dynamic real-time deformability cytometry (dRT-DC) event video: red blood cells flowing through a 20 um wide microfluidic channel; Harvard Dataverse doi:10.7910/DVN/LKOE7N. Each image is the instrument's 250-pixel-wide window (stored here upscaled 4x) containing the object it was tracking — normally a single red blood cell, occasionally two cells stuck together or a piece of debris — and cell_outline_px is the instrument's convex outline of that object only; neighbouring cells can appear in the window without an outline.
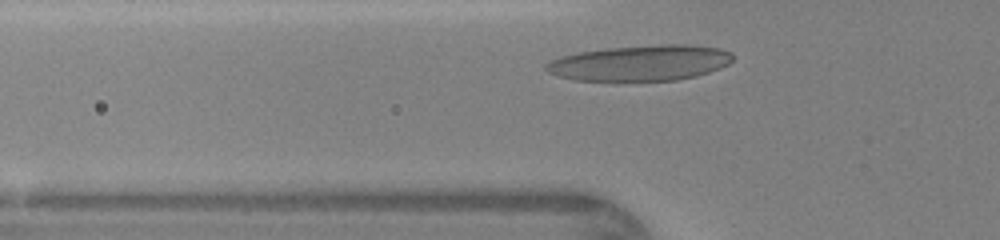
{"species": "human", "species_latin": "Homo sapiens", "temperature_condition": "warm", "stored_images_in_passage": 26, "camera_frame_rate_fps": 3000, "um_per_image_px": 0.085, "donor": {"sex": "female"}, "frame": {"image": 1, "passage_image": 4, "time_ms": 1.0, "image_size_px": [1000, 240], "cell_outline_px": [[732, 60], [728, 64], [720, 68], [696, 76], [676, 80], [576, 80], [560, 76], [548, 72], [544, 68], [544, 64], [552, 60], [564, 56], [580, 52], [608, 48], [660, 44], [688, 44], [720, 48], [732, 52]], "centroid_in_image_um": [54.47, 5.34], "position_along_channel_um": 71.3, "area_um2": 38.49}}
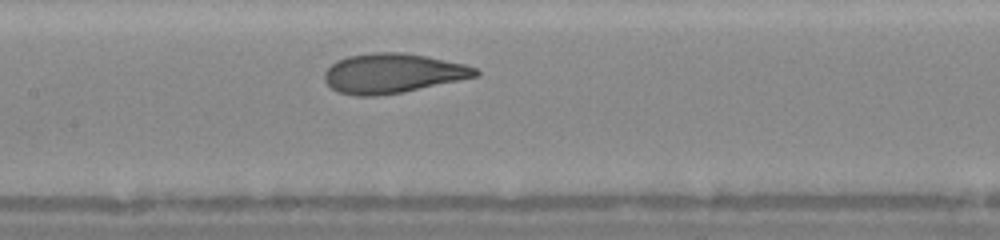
{"frame": {"image": 2, "passage_image": 11, "time_ms": 3.333, "image_size_px": [1000, 240], "cell_outline_px": [[480, 76], [400, 92], [376, 96], [356, 96], [336, 92], [324, 80], [324, 72], [336, 60], [348, 56], [372, 52], [400, 52], [424, 56], [464, 64], [476, 68], [480, 72]], "centroid_in_image_um": [33.34, 6.23], "position_along_channel_um": 174.1, "area_um2": 34.68}}
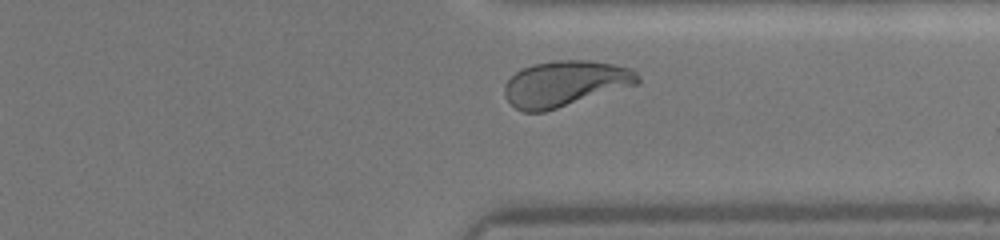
{"frame": {"image": 3, "passage_image": 24, "time_ms": 7.667, "image_size_px": [1000, 240], "cell_outline_px": [[640, 84], [544, 112], [524, 112], [516, 108], [504, 96], [504, 84], [516, 72], [532, 64], [556, 60], [588, 60], [612, 64], [632, 68], [640, 76]], "centroid_in_image_um": [48.06, 7.11], "position_along_channel_um": 363.3, "area_um2": 35.66}}